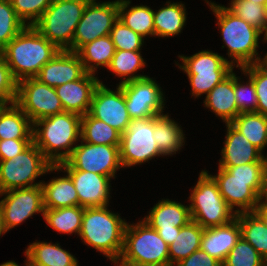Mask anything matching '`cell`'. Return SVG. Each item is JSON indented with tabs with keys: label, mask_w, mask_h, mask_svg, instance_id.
<instances>
[{
	"label": "cell",
	"mask_w": 267,
	"mask_h": 266,
	"mask_svg": "<svg viewBox=\"0 0 267 266\" xmlns=\"http://www.w3.org/2000/svg\"><path fill=\"white\" fill-rule=\"evenodd\" d=\"M58 51L59 49L34 26L28 25L1 50V53L13 77L20 81L36 77Z\"/></svg>",
	"instance_id": "cell-1"
},
{
	"label": "cell",
	"mask_w": 267,
	"mask_h": 266,
	"mask_svg": "<svg viewBox=\"0 0 267 266\" xmlns=\"http://www.w3.org/2000/svg\"><path fill=\"white\" fill-rule=\"evenodd\" d=\"M191 218L202 228L225 225L236 218L233 210L221 195L218 185L207 170H202L189 197Z\"/></svg>",
	"instance_id": "cell-7"
},
{
	"label": "cell",
	"mask_w": 267,
	"mask_h": 266,
	"mask_svg": "<svg viewBox=\"0 0 267 266\" xmlns=\"http://www.w3.org/2000/svg\"><path fill=\"white\" fill-rule=\"evenodd\" d=\"M86 73L83 63L76 52L59 50L36 76L42 83L57 87L80 79Z\"/></svg>",
	"instance_id": "cell-19"
},
{
	"label": "cell",
	"mask_w": 267,
	"mask_h": 266,
	"mask_svg": "<svg viewBox=\"0 0 267 266\" xmlns=\"http://www.w3.org/2000/svg\"><path fill=\"white\" fill-rule=\"evenodd\" d=\"M205 97V107L211 109L225 124L231 123L240 114L234 94L233 71L218 83Z\"/></svg>",
	"instance_id": "cell-24"
},
{
	"label": "cell",
	"mask_w": 267,
	"mask_h": 266,
	"mask_svg": "<svg viewBox=\"0 0 267 266\" xmlns=\"http://www.w3.org/2000/svg\"><path fill=\"white\" fill-rule=\"evenodd\" d=\"M240 79L234 73V94L239 113L256 112L257 95L253 80L249 77L247 83L243 84Z\"/></svg>",
	"instance_id": "cell-44"
},
{
	"label": "cell",
	"mask_w": 267,
	"mask_h": 266,
	"mask_svg": "<svg viewBox=\"0 0 267 266\" xmlns=\"http://www.w3.org/2000/svg\"><path fill=\"white\" fill-rule=\"evenodd\" d=\"M115 51L111 36L106 35L86 43L76 53L79 55L85 71L95 74L99 66L109 67Z\"/></svg>",
	"instance_id": "cell-30"
},
{
	"label": "cell",
	"mask_w": 267,
	"mask_h": 266,
	"mask_svg": "<svg viewBox=\"0 0 267 266\" xmlns=\"http://www.w3.org/2000/svg\"><path fill=\"white\" fill-rule=\"evenodd\" d=\"M33 139L0 140V161L8 160L23 152Z\"/></svg>",
	"instance_id": "cell-46"
},
{
	"label": "cell",
	"mask_w": 267,
	"mask_h": 266,
	"mask_svg": "<svg viewBox=\"0 0 267 266\" xmlns=\"http://www.w3.org/2000/svg\"><path fill=\"white\" fill-rule=\"evenodd\" d=\"M9 0H0V51L24 28Z\"/></svg>",
	"instance_id": "cell-39"
},
{
	"label": "cell",
	"mask_w": 267,
	"mask_h": 266,
	"mask_svg": "<svg viewBox=\"0 0 267 266\" xmlns=\"http://www.w3.org/2000/svg\"><path fill=\"white\" fill-rule=\"evenodd\" d=\"M80 140L81 116L78 114L62 112L33 123V142L53 165L64 162Z\"/></svg>",
	"instance_id": "cell-3"
},
{
	"label": "cell",
	"mask_w": 267,
	"mask_h": 266,
	"mask_svg": "<svg viewBox=\"0 0 267 266\" xmlns=\"http://www.w3.org/2000/svg\"><path fill=\"white\" fill-rule=\"evenodd\" d=\"M119 259L136 266H170L168 245L143 220L135 225L127 223Z\"/></svg>",
	"instance_id": "cell-6"
},
{
	"label": "cell",
	"mask_w": 267,
	"mask_h": 266,
	"mask_svg": "<svg viewBox=\"0 0 267 266\" xmlns=\"http://www.w3.org/2000/svg\"><path fill=\"white\" fill-rule=\"evenodd\" d=\"M153 132L154 117L130 121L127 130L121 134L120 160L123 168L162 156L153 138Z\"/></svg>",
	"instance_id": "cell-12"
},
{
	"label": "cell",
	"mask_w": 267,
	"mask_h": 266,
	"mask_svg": "<svg viewBox=\"0 0 267 266\" xmlns=\"http://www.w3.org/2000/svg\"><path fill=\"white\" fill-rule=\"evenodd\" d=\"M0 266H19V265L15 261H8L2 263ZM25 266H30L27 260L25 262Z\"/></svg>",
	"instance_id": "cell-53"
},
{
	"label": "cell",
	"mask_w": 267,
	"mask_h": 266,
	"mask_svg": "<svg viewBox=\"0 0 267 266\" xmlns=\"http://www.w3.org/2000/svg\"><path fill=\"white\" fill-rule=\"evenodd\" d=\"M178 123L168 114H160L154 117L153 138L156 140L158 149L162 156L176 154L184 146L185 137Z\"/></svg>",
	"instance_id": "cell-28"
},
{
	"label": "cell",
	"mask_w": 267,
	"mask_h": 266,
	"mask_svg": "<svg viewBox=\"0 0 267 266\" xmlns=\"http://www.w3.org/2000/svg\"><path fill=\"white\" fill-rule=\"evenodd\" d=\"M4 225L7 231L31 218L35 213L44 215L42 185L14 189L0 193Z\"/></svg>",
	"instance_id": "cell-16"
},
{
	"label": "cell",
	"mask_w": 267,
	"mask_h": 266,
	"mask_svg": "<svg viewBox=\"0 0 267 266\" xmlns=\"http://www.w3.org/2000/svg\"><path fill=\"white\" fill-rule=\"evenodd\" d=\"M15 104L32 123L41 118L64 112L55 88L42 83L36 77L18 81Z\"/></svg>",
	"instance_id": "cell-13"
},
{
	"label": "cell",
	"mask_w": 267,
	"mask_h": 266,
	"mask_svg": "<svg viewBox=\"0 0 267 266\" xmlns=\"http://www.w3.org/2000/svg\"><path fill=\"white\" fill-rule=\"evenodd\" d=\"M7 232L5 225H4V219H3V212L0 207V236L5 234Z\"/></svg>",
	"instance_id": "cell-51"
},
{
	"label": "cell",
	"mask_w": 267,
	"mask_h": 266,
	"mask_svg": "<svg viewBox=\"0 0 267 266\" xmlns=\"http://www.w3.org/2000/svg\"><path fill=\"white\" fill-rule=\"evenodd\" d=\"M84 207L70 206L57 209H44V220L56 232L80 234Z\"/></svg>",
	"instance_id": "cell-34"
},
{
	"label": "cell",
	"mask_w": 267,
	"mask_h": 266,
	"mask_svg": "<svg viewBox=\"0 0 267 266\" xmlns=\"http://www.w3.org/2000/svg\"><path fill=\"white\" fill-rule=\"evenodd\" d=\"M110 36L116 50L140 51L144 44V38L119 19L114 23Z\"/></svg>",
	"instance_id": "cell-42"
},
{
	"label": "cell",
	"mask_w": 267,
	"mask_h": 266,
	"mask_svg": "<svg viewBox=\"0 0 267 266\" xmlns=\"http://www.w3.org/2000/svg\"><path fill=\"white\" fill-rule=\"evenodd\" d=\"M130 3V0H118V19L143 38L148 35L155 37L153 9L147 5L129 8Z\"/></svg>",
	"instance_id": "cell-29"
},
{
	"label": "cell",
	"mask_w": 267,
	"mask_h": 266,
	"mask_svg": "<svg viewBox=\"0 0 267 266\" xmlns=\"http://www.w3.org/2000/svg\"><path fill=\"white\" fill-rule=\"evenodd\" d=\"M53 171H62L53 165L32 142L15 157L0 161V193L20 188L42 185L35 182L38 176Z\"/></svg>",
	"instance_id": "cell-8"
},
{
	"label": "cell",
	"mask_w": 267,
	"mask_h": 266,
	"mask_svg": "<svg viewBox=\"0 0 267 266\" xmlns=\"http://www.w3.org/2000/svg\"><path fill=\"white\" fill-rule=\"evenodd\" d=\"M118 20V0L108 2H88L76 27L69 51L77 52L86 43L99 37L110 35Z\"/></svg>",
	"instance_id": "cell-14"
},
{
	"label": "cell",
	"mask_w": 267,
	"mask_h": 266,
	"mask_svg": "<svg viewBox=\"0 0 267 266\" xmlns=\"http://www.w3.org/2000/svg\"><path fill=\"white\" fill-rule=\"evenodd\" d=\"M143 219L153 229L175 230L188 224L192 218L188 205L161 199Z\"/></svg>",
	"instance_id": "cell-23"
},
{
	"label": "cell",
	"mask_w": 267,
	"mask_h": 266,
	"mask_svg": "<svg viewBox=\"0 0 267 266\" xmlns=\"http://www.w3.org/2000/svg\"><path fill=\"white\" fill-rule=\"evenodd\" d=\"M25 255L30 266H78L75 256L59 243L35 241L29 244Z\"/></svg>",
	"instance_id": "cell-25"
},
{
	"label": "cell",
	"mask_w": 267,
	"mask_h": 266,
	"mask_svg": "<svg viewBox=\"0 0 267 266\" xmlns=\"http://www.w3.org/2000/svg\"><path fill=\"white\" fill-rule=\"evenodd\" d=\"M206 3L218 20L222 40L228 47V56L232 59L230 63L233 67H244L250 64L259 63L261 57L258 56L259 38L261 32L248 24L243 19L233 15L225 6L217 5L214 2Z\"/></svg>",
	"instance_id": "cell-5"
},
{
	"label": "cell",
	"mask_w": 267,
	"mask_h": 266,
	"mask_svg": "<svg viewBox=\"0 0 267 266\" xmlns=\"http://www.w3.org/2000/svg\"><path fill=\"white\" fill-rule=\"evenodd\" d=\"M230 124L263 152L267 146V116L257 112L240 113Z\"/></svg>",
	"instance_id": "cell-33"
},
{
	"label": "cell",
	"mask_w": 267,
	"mask_h": 266,
	"mask_svg": "<svg viewBox=\"0 0 267 266\" xmlns=\"http://www.w3.org/2000/svg\"><path fill=\"white\" fill-rule=\"evenodd\" d=\"M112 91L102 81L94 89L89 114L123 134L132 120L120 85Z\"/></svg>",
	"instance_id": "cell-17"
},
{
	"label": "cell",
	"mask_w": 267,
	"mask_h": 266,
	"mask_svg": "<svg viewBox=\"0 0 267 266\" xmlns=\"http://www.w3.org/2000/svg\"><path fill=\"white\" fill-rule=\"evenodd\" d=\"M181 227H175V230H163L155 229L159 236L165 241L169 246L175 241V237L178 236Z\"/></svg>",
	"instance_id": "cell-48"
},
{
	"label": "cell",
	"mask_w": 267,
	"mask_h": 266,
	"mask_svg": "<svg viewBox=\"0 0 267 266\" xmlns=\"http://www.w3.org/2000/svg\"><path fill=\"white\" fill-rule=\"evenodd\" d=\"M99 83L95 74L86 72L80 79L55 87L64 112L80 116L89 113L92 95Z\"/></svg>",
	"instance_id": "cell-20"
},
{
	"label": "cell",
	"mask_w": 267,
	"mask_h": 266,
	"mask_svg": "<svg viewBox=\"0 0 267 266\" xmlns=\"http://www.w3.org/2000/svg\"><path fill=\"white\" fill-rule=\"evenodd\" d=\"M183 62L178 65L187 74L191 85V96L208 94L234 69L230 61L210 50H202L192 56H178Z\"/></svg>",
	"instance_id": "cell-10"
},
{
	"label": "cell",
	"mask_w": 267,
	"mask_h": 266,
	"mask_svg": "<svg viewBox=\"0 0 267 266\" xmlns=\"http://www.w3.org/2000/svg\"><path fill=\"white\" fill-rule=\"evenodd\" d=\"M241 229V237L250 243L267 262V228L254 212L236 215Z\"/></svg>",
	"instance_id": "cell-36"
},
{
	"label": "cell",
	"mask_w": 267,
	"mask_h": 266,
	"mask_svg": "<svg viewBox=\"0 0 267 266\" xmlns=\"http://www.w3.org/2000/svg\"><path fill=\"white\" fill-rule=\"evenodd\" d=\"M260 63L267 69V53L265 56L261 59Z\"/></svg>",
	"instance_id": "cell-54"
},
{
	"label": "cell",
	"mask_w": 267,
	"mask_h": 266,
	"mask_svg": "<svg viewBox=\"0 0 267 266\" xmlns=\"http://www.w3.org/2000/svg\"><path fill=\"white\" fill-rule=\"evenodd\" d=\"M227 133L224 147L221 150L219 167L240 166L253 162H267V157L248 139L235 129L230 123H226Z\"/></svg>",
	"instance_id": "cell-21"
},
{
	"label": "cell",
	"mask_w": 267,
	"mask_h": 266,
	"mask_svg": "<svg viewBox=\"0 0 267 266\" xmlns=\"http://www.w3.org/2000/svg\"><path fill=\"white\" fill-rule=\"evenodd\" d=\"M18 81L13 77L0 51V102L3 105L13 104L16 101Z\"/></svg>",
	"instance_id": "cell-45"
},
{
	"label": "cell",
	"mask_w": 267,
	"mask_h": 266,
	"mask_svg": "<svg viewBox=\"0 0 267 266\" xmlns=\"http://www.w3.org/2000/svg\"><path fill=\"white\" fill-rule=\"evenodd\" d=\"M72 179L78 194L79 206H108L110 198V178L93 172L64 170Z\"/></svg>",
	"instance_id": "cell-18"
},
{
	"label": "cell",
	"mask_w": 267,
	"mask_h": 266,
	"mask_svg": "<svg viewBox=\"0 0 267 266\" xmlns=\"http://www.w3.org/2000/svg\"><path fill=\"white\" fill-rule=\"evenodd\" d=\"M203 230L204 228L193 220L180 228V232L175 237V241L168 246L170 266H174L179 261L189 257L193 252L200 249Z\"/></svg>",
	"instance_id": "cell-32"
},
{
	"label": "cell",
	"mask_w": 267,
	"mask_h": 266,
	"mask_svg": "<svg viewBox=\"0 0 267 266\" xmlns=\"http://www.w3.org/2000/svg\"><path fill=\"white\" fill-rule=\"evenodd\" d=\"M103 207L84 208L80 238L109 260L119 259L124 245L125 219Z\"/></svg>",
	"instance_id": "cell-4"
},
{
	"label": "cell",
	"mask_w": 267,
	"mask_h": 266,
	"mask_svg": "<svg viewBox=\"0 0 267 266\" xmlns=\"http://www.w3.org/2000/svg\"><path fill=\"white\" fill-rule=\"evenodd\" d=\"M125 95L126 108L131 119H144L163 114L165 98L158 85L149 76L119 84Z\"/></svg>",
	"instance_id": "cell-15"
},
{
	"label": "cell",
	"mask_w": 267,
	"mask_h": 266,
	"mask_svg": "<svg viewBox=\"0 0 267 266\" xmlns=\"http://www.w3.org/2000/svg\"><path fill=\"white\" fill-rule=\"evenodd\" d=\"M239 69L253 80L257 95L256 112L267 116V69L260 62Z\"/></svg>",
	"instance_id": "cell-41"
},
{
	"label": "cell",
	"mask_w": 267,
	"mask_h": 266,
	"mask_svg": "<svg viewBox=\"0 0 267 266\" xmlns=\"http://www.w3.org/2000/svg\"><path fill=\"white\" fill-rule=\"evenodd\" d=\"M266 260L242 237L227 255L222 266H266Z\"/></svg>",
	"instance_id": "cell-40"
},
{
	"label": "cell",
	"mask_w": 267,
	"mask_h": 266,
	"mask_svg": "<svg viewBox=\"0 0 267 266\" xmlns=\"http://www.w3.org/2000/svg\"><path fill=\"white\" fill-rule=\"evenodd\" d=\"M111 261H112V263H114V265L116 264V266H136V265L126 263V262L122 261L121 259H116V260H111Z\"/></svg>",
	"instance_id": "cell-52"
},
{
	"label": "cell",
	"mask_w": 267,
	"mask_h": 266,
	"mask_svg": "<svg viewBox=\"0 0 267 266\" xmlns=\"http://www.w3.org/2000/svg\"><path fill=\"white\" fill-rule=\"evenodd\" d=\"M233 15L243 19L255 27L262 34L267 26L266 5L249 0H232L230 6L225 7Z\"/></svg>",
	"instance_id": "cell-38"
},
{
	"label": "cell",
	"mask_w": 267,
	"mask_h": 266,
	"mask_svg": "<svg viewBox=\"0 0 267 266\" xmlns=\"http://www.w3.org/2000/svg\"><path fill=\"white\" fill-rule=\"evenodd\" d=\"M240 238L239 221L234 218L225 225L204 228L200 249L223 263Z\"/></svg>",
	"instance_id": "cell-22"
},
{
	"label": "cell",
	"mask_w": 267,
	"mask_h": 266,
	"mask_svg": "<svg viewBox=\"0 0 267 266\" xmlns=\"http://www.w3.org/2000/svg\"><path fill=\"white\" fill-rule=\"evenodd\" d=\"M33 139V123L15 104L0 108V140Z\"/></svg>",
	"instance_id": "cell-26"
},
{
	"label": "cell",
	"mask_w": 267,
	"mask_h": 266,
	"mask_svg": "<svg viewBox=\"0 0 267 266\" xmlns=\"http://www.w3.org/2000/svg\"><path fill=\"white\" fill-rule=\"evenodd\" d=\"M253 212L263 221L267 228V201L260 200Z\"/></svg>",
	"instance_id": "cell-49"
},
{
	"label": "cell",
	"mask_w": 267,
	"mask_h": 266,
	"mask_svg": "<svg viewBox=\"0 0 267 266\" xmlns=\"http://www.w3.org/2000/svg\"><path fill=\"white\" fill-rule=\"evenodd\" d=\"M167 5L154 11L155 36L171 37L181 33L186 23V9L181 2H166Z\"/></svg>",
	"instance_id": "cell-31"
},
{
	"label": "cell",
	"mask_w": 267,
	"mask_h": 266,
	"mask_svg": "<svg viewBox=\"0 0 267 266\" xmlns=\"http://www.w3.org/2000/svg\"><path fill=\"white\" fill-rule=\"evenodd\" d=\"M249 1H253L254 3H258L261 5H266L267 4V0H249Z\"/></svg>",
	"instance_id": "cell-55"
},
{
	"label": "cell",
	"mask_w": 267,
	"mask_h": 266,
	"mask_svg": "<svg viewBox=\"0 0 267 266\" xmlns=\"http://www.w3.org/2000/svg\"><path fill=\"white\" fill-rule=\"evenodd\" d=\"M267 201V162L264 167V172H263V187L262 191L260 194V200Z\"/></svg>",
	"instance_id": "cell-50"
},
{
	"label": "cell",
	"mask_w": 267,
	"mask_h": 266,
	"mask_svg": "<svg viewBox=\"0 0 267 266\" xmlns=\"http://www.w3.org/2000/svg\"><path fill=\"white\" fill-rule=\"evenodd\" d=\"M266 162H253L240 166L219 167L217 175H211L226 203L236 213L253 212L260 203L263 172Z\"/></svg>",
	"instance_id": "cell-2"
},
{
	"label": "cell",
	"mask_w": 267,
	"mask_h": 266,
	"mask_svg": "<svg viewBox=\"0 0 267 266\" xmlns=\"http://www.w3.org/2000/svg\"><path fill=\"white\" fill-rule=\"evenodd\" d=\"M17 16L26 26H33L53 0H9ZM29 20V22H28Z\"/></svg>",
	"instance_id": "cell-43"
},
{
	"label": "cell",
	"mask_w": 267,
	"mask_h": 266,
	"mask_svg": "<svg viewBox=\"0 0 267 266\" xmlns=\"http://www.w3.org/2000/svg\"><path fill=\"white\" fill-rule=\"evenodd\" d=\"M141 56V51L116 50L107 69L122 78L119 84L132 80L148 77L147 75L135 74L145 67L146 62ZM124 78V79H123Z\"/></svg>",
	"instance_id": "cell-37"
},
{
	"label": "cell",
	"mask_w": 267,
	"mask_h": 266,
	"mask_svg": "<svg viewBox=\"0 0 267 266\" xmlns=\"http://www.w3.org/2000/svg\"><path fill=\"white\" fill-rule=\"evenodd\" d=\"M48 182H42L44 209L79 206L75 185L68 174L60 178L53 177Z\"/></svg>",
	"instance_id": "cell-27"
},
{
	"label": "cell",
	"mask_w": 267,
	"mask_h": 266,
	"mask_svg": "<svg viewBox=\"0 0 267 266\" xmlns=\"http://www.w3.org/2000/svg\"><path fill=\"white\" fill-rule=\"evenodd\" d=\"M84 1L93 2V1H96V0H84Z\"/></svg>",
	"instance_id": "cell-57"
},
{
	"label": "cell",
	"mask_w": 267,
	"mask_h": 266,
	"mask_svg": "<svg viewBox=\"0 0 267 266\" xmlns=\"http://www.w3.org/2000/svg\"><path fill=\"white\" fill-rule=\"evenodd\" d=\"M80 142L58 166L62 170H81L115 178L117 170L123 167L120 146L90 144L82 140Z\"/></svg>",
	"instance_id": "cell-11"
},
{
	"label": "cell",
	"mask_w": 267,
	"mask_h": 266,
	"mask_svg": "<svg viewBox=\"0 0 267 266\" xmlns=\"http://www.w3.org/2000/svg\"><path fill=\"white\" fill-rule=\"evenodd\" d=\"M174 266H222V263L199 249L193 252L189 257L176 263Z\"/></svg>",
	"instance_id": "cell-47"
},
{
	"label": "cell",
	"mask_w": 267,
	"mask_h": 266,
	"mask_svg": "<svg viewBox=\"0 0 267 266\" xmlns=\"http://www.w3.org/2000/svg\"><path fill=\"white\" fill-rule=\"evenodd\" d=\"M263 33H264V36H263L264 38L263 39H264V42H265V41H267V26H266V29L264 30Z\"/></svg>",
	"instance_id": "cell-56"
},
{
	"label": "cell",
	"mask_w": 267,
	"mask_h": 266,
	"mask_svg": "<svg viewBox=\"0 0 267 266\" xmlns=\"http://www.w3.org/2000/svg\"><path fill=\"white\" fill-rule=\"evenodd\" d=\"M81 140L90 144L120 146L121 133L87 113L81 116Z\"/></svg>",
	"instance_id": "cell-35"
},
{
	"label": "cell",
	"mask_w": 267,
	"mask_h": 266,
	"mask_svg": "<svg viewBox=\"0 0 267 266\" xmlns=\"http://www.w3.org/2000/svg\"><path fill=\"white\" fill-rule=\"evenodd\" d=\"M87 3L84 0H53L33 26L59 50H68Z\"/></svg>",
	"instance_id": "cell-9"
}]
</instances>
